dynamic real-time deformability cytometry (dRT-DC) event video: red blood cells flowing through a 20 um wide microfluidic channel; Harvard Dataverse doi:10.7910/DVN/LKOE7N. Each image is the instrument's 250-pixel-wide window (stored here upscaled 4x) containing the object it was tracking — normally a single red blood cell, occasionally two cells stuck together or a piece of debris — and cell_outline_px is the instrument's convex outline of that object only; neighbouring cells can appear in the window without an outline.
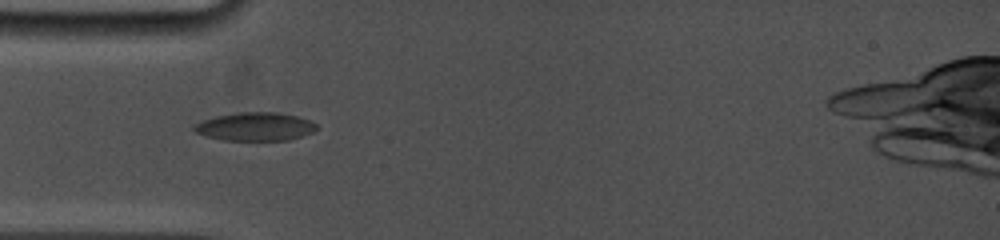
{"species": "common noctule bat (a hibernating species)", "species_latin": "Nyctalus noctula", "temperature_condition": "cold", "stored_images_in_passage": 24, "camera_frame_rate_fps": 5000, "um_per_image_px": 0.085, "animal": {"sex": "female", "body_mass_g": 19.0, "forearm_length_mm": 53.3}, "frame": {"image": 1, "passage_image": 1, "time_ms": 0.0, "image_size_px": [1000, 240], "cell_outline_px": [[320, 128], [312, 132], [288, 140], [224, 140], [208, 136], [196, 132], [192, 128], [196, 124], [204, 120], [216, 116], [236, 112], [276, 112], [296, 116], [308, 120], [316, 124]], "centroid_in_image_um": [21.71, 10.75], "position_along_channel_um": 63.3, "area_um2": 20.0}}
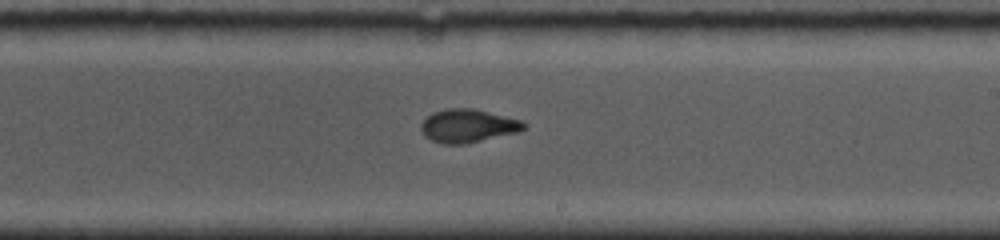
{"frame": {"image": 2, "passage_image": 10, "time_ms": 4.8, "image_size_px": [1000, 240], "cell_outline_px": [[528, 124], [520, 132], [464, 144], [444, 144], [432, 140], [424, 136], [420, 128], [420, 124], [432, 112], [444, 108], [472, 108], [524, 120]], "centroid_in_image_um": [39.79, 10.69], "position_along_channel_um": 249.2, "area_um2": 20.17}}
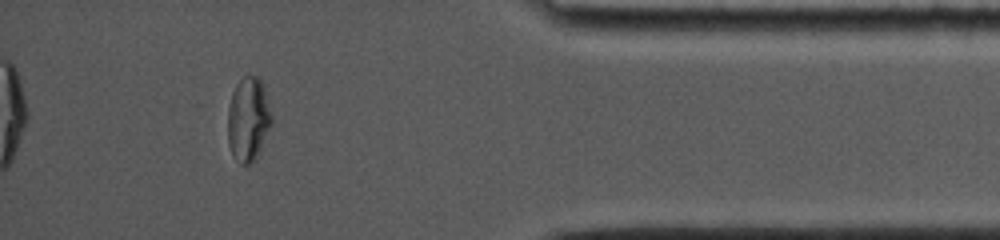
{"frame": {"image": 3, "passage_image": 21, "time_ms": 9.6, "image_size_px": [1000, 240], "cell_outline_px": [[272, 124], [256, 156], [248, 164], [240, 164], [232, 152], [228, 144], [228, 108], [232, 92], [236, 84], [244, 76], [256, 76], [260, 80], [264, 88], [272, 116]], "centroid_in_image_um": [21.09, 10.11], "position_along_channel_um": 414.1, "area_um2": 21.1}, "authors_computed_cell_mechanics": {"area_um2": 20.2011, "velocity_mm_per_s": 3.8736, "shape_relaxation_time_tau1_ms": 10.8819, "shape_relaxation_time_tau2_ms": 1.141, "deformation_change_tau1": 0.2265, "deformation_change_tau2": 0.0587}}